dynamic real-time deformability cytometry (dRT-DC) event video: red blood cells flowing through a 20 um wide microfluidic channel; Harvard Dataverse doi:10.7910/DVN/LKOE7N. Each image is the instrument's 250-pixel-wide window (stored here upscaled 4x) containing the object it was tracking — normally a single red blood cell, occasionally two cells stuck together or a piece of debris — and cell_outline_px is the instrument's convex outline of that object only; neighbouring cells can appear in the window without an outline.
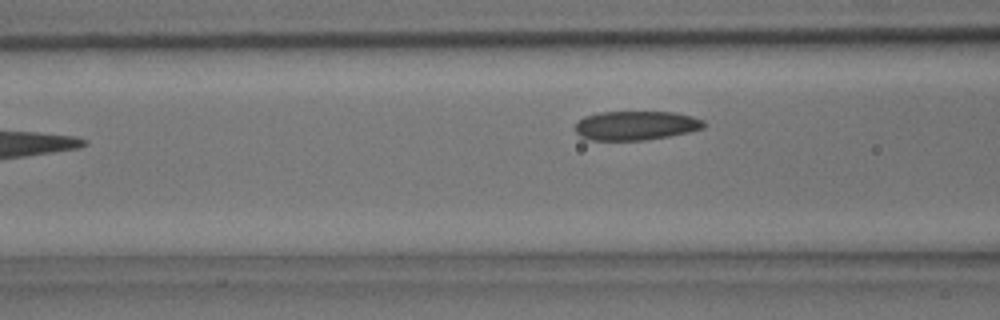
{"species": "common noctule bat (a hibernating species)", "species_latin": "Nyctalus noctula", "temperature_condition": "room temperature", "stored_images_in_passage": 6, "camera_frame_rate_fps": 3000, "um_per_image_px": 0.085, "animal": {"sex": "male", "body_mass_g": 15.6}, "frame": {"image": 1, "passage_image": 5, "time_ms": 1.333, "image_size_px": [1000, 320], "cell_outline_px": [[704, 128], [688, 132], [668, 136], [644, 140], [588, 140], [580, 136], [576, 132], [576, 124], [584, 116], [600, 112], [672, 112], [692, 116], [704, 120]], "centroid_in_image_um": [54.04, 10.67], "position_along_channel_um": 112.6, "area_um2": 21.73}}
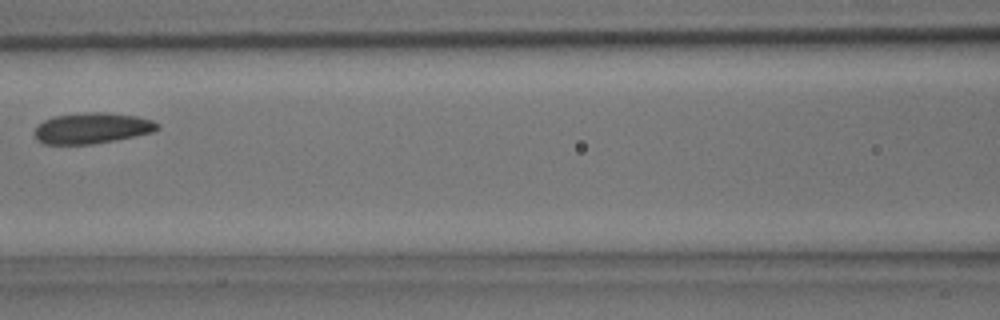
{"frame": {"image": 2, "passage_image": 6, "time_ms": 1.667, "image_size_px": [1000, 320], "cell_outline_px": [[160, 128], [152, 132], [116, 140], [92, 144], [44, 144], [36, 140], [36, 124], [52, 116], [84, 112], [104, 112], [136, 116], [152, 120], [160, 124]], "centroid_in_image_um": [7.81, 10.89], "position_along_channel_um": 158.8, "area_um2": 22.2}}